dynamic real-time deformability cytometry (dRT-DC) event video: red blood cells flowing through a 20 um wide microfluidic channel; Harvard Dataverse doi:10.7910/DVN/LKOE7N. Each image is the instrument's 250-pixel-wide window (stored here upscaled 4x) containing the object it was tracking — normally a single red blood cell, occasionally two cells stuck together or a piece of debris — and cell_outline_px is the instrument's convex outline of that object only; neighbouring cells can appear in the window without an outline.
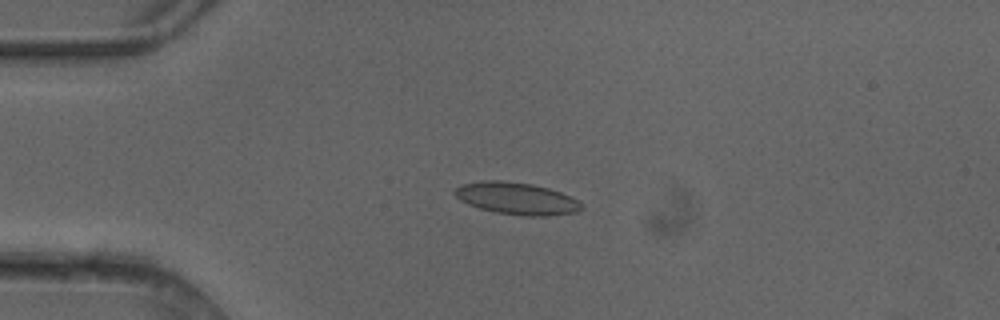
{"species": "common noctule bat (a hibernating species)", "species_latin": "Nyctalus noctula", "temperature_condition": "cold", "stored_images_in_passage": 5, "camera_frame_rate_fps": 3000, "um_per_image_px": 0.085, "animal": {"sex": "female"}, "frame": {"image": 1, "passage_image": 4, "time_ms": 1.0, "image_size_px": [1000, 320], "cell_outline_px": [[584, 208], [576, 212], [548, 216], [524, 216], [496, 212], [480, 208], [468, 204], [460, 200], [452, 192], [460, 184], [484, 180], [500, 180], [532, 184], [548, 188], [560, 192], [584, 204]], "centroid_in_image_um": [43.9, 16.87], "position_along_channel_um": 41.1, "area_um2": 23.7}}